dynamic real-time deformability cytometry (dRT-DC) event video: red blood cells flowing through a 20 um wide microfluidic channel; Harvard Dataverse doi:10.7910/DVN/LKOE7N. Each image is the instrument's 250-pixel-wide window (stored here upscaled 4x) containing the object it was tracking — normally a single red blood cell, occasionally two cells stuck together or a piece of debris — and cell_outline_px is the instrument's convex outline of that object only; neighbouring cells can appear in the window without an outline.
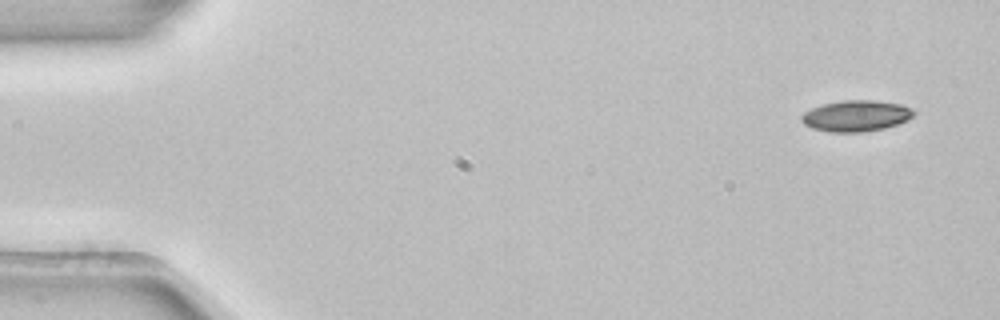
{"species": "common noctule bat (a hibernating species)", "species_latin": "Nyctalus noctula", "temperature_condition": "room temperature", "stored_images_in_passage": 3, "camera_frame_rate_fps": 3000, "um_per_image_px": 0.085, "animal": {"sex": "female", "body_mass_g": 22.7, "forearm_length_mm": 54.2}, "frame": {"image": 1, "passage_image": 1, "time_ms": 0.0, "image_size_px": [1000, 320], "cell_outline_px": [[916, 112], [908, 120], [884, 128], [864, 132], [832, 132], [812, 128], [804, 124], [800, 120], [800, 116], [804, 112], [820, 104], [844, 100], [876, 100], [900, 104], [912, 108]], "centroid_in_image_um": [72.75, 9.84], "position_along_channel_um": 12.2, "area_um2": 20.46}}
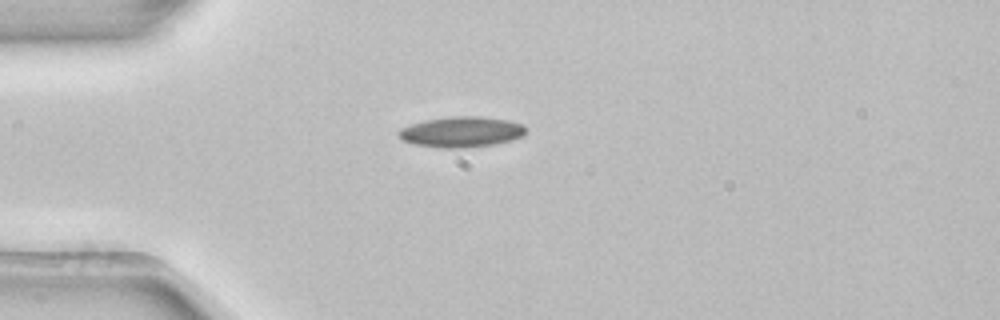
{"frame": {"image": 2, "passage_image": 3, "time_ms": 0.667, "image_size_px": [1000, 320], "cell_outline_px": [[524, 136], [512, 140], [496, 144], [464, 148], [440, 148], [416, 144], [400, 140], [396, 132], [400, 128], [424, 120], [448, 116], [480, 116], [508, 120], [524, 124]], "centroid_in_image_um": [39.2, 11.21], "position_along_channel_um": 45.8, "area_um2": 22.95}}